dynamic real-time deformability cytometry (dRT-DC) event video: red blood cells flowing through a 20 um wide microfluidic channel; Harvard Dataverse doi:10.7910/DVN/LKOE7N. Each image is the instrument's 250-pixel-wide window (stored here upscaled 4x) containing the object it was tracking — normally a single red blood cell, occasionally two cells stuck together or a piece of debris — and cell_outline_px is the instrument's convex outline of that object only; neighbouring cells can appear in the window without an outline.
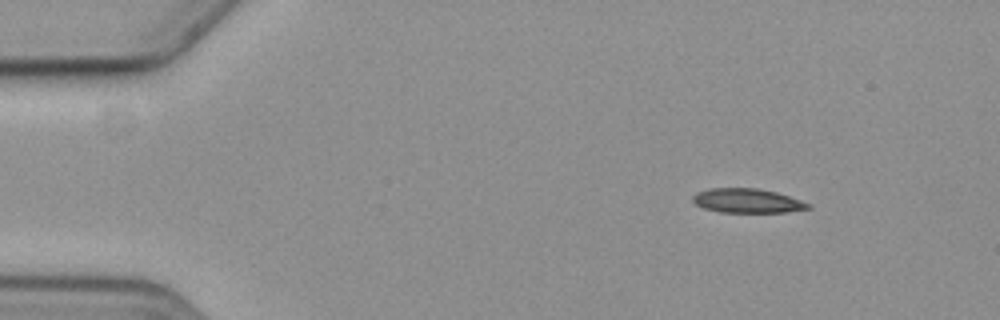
{"species": "common noctule bat (a hibernating species)", "species_latin": "Nyctalus noctula", "temperature_condition": "cold", "stored_images_in_passage": 4, "camera_frame_rate_fps": 3000, "um_per_image_px": 0.085, "animal": {"sex": "female", "body_mass_g": 19.3, "forearm_length_mm": 54.1}, "frame": {"image": 1, "passage_image": 2, "time_ms": 1.0, "image_size_px": [1000, 320], "cell_outline_px": [[812, 208], [784, 212], [720, 212], [704, 208], [696, 204], [692, 200], [692, 196], [696, 192], [708, 188], [756, 188], [776, 192], [800, 200], [808, 204]], "centroid_in_image_um": [63.46, 17.06], "position_along_channel_um": 21.5, "area_um2": 16.18}}
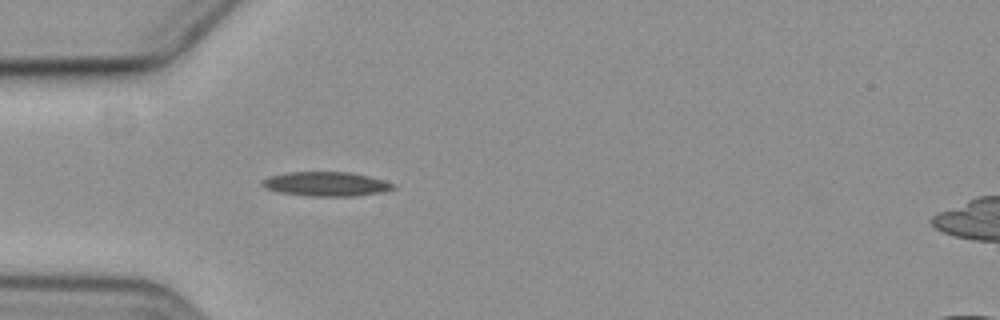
{"frame": {"image": 2, "passage_image": 4, "time_ms": 4.333, "image_size_px": [1000, 320], "cell_outline_px": [[396, 188], [380, 192], [356, 196], [312, 196], [280, 192], [264, 188], [260, 184], [260, 180], [268, 176], [288, 172], [348, 172], [368, 176], [384, 180], [396, 184]], "centroid_in_image_um": [27.69, 15.63], "position_along_channel_um": 57.3, "area_um2": 18.61}}